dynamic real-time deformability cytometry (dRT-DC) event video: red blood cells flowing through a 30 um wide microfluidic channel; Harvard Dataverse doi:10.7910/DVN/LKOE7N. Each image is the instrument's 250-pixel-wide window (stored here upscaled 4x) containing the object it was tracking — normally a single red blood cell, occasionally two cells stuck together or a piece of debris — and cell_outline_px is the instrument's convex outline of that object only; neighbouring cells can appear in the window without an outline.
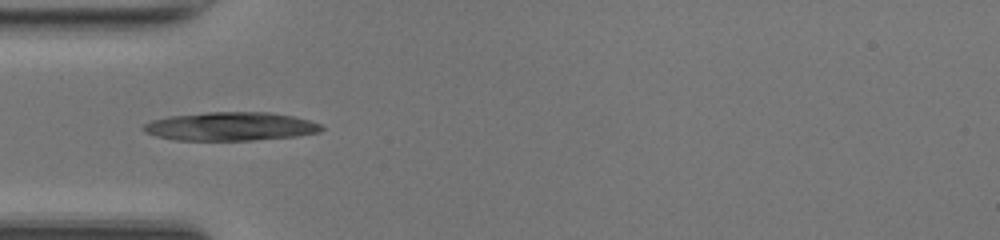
{"species": "common noctule bat (a hibernating species)", "species_latin": "Nyctalus noctula", "temperature_condition": "room temperature", "stored_images_in_passage": 34, "camera_frame_rate_fps": 3000, "um_per_image_px": 0.085, "animal": {"sex": "female", "body_mass_g": 17.0, "forearm_length_mm": 48.0}, "frame": {"image": 1, "passage_image": 1, "time_ms": 0.0, "image_size_px": [1000, 240], "cell_outline_px": [[324, 128], [320, 132], [296, 136], [252, 140], [176, 140], [156, 136], [144, 132], [140, 128], [144, 124], [152, 120], [168, 116], [208, 112], [268, 112], [292, 116], [308, 120], [320, 124]], "centroid_in_image_um": [19.55, 10.74], "position_along_channel_um": 65.4, "area_um2": 29.59}}
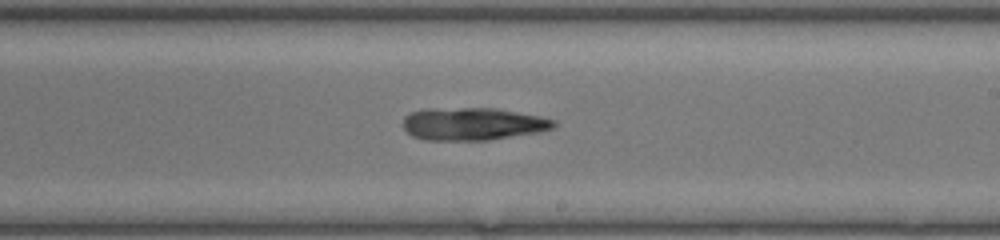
{"frame": {"image": 2, "passage_image": 14, "time_ms": 4.333, "image_size_px": [1000, 240], "cell_outline_px": [[556, 124], [552, 128], [540, 132], [488, 140], [424, 140], [412, 136], [404, 128], [404, 116], [408, 112], [428, 108], [496, 108], [540, 116], [556, 120]], "centroid_in_image_um": [40.17, 10.53], "position_along_channel_um": 248.8, "area_um2": 28.84}}
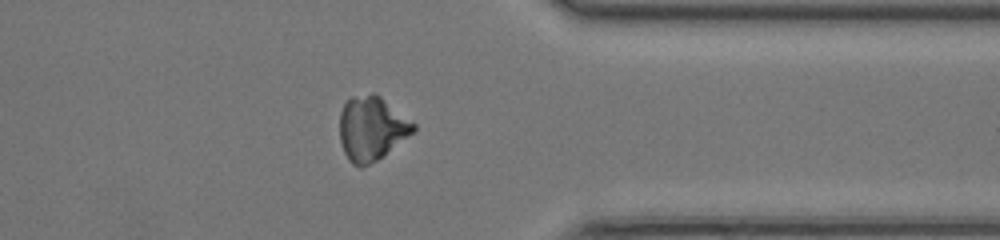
{"frame": {"image": 3, "passage_image": 24, "time_ms": 7.667, "image_size_px": [1000, 240], "cell_outline_px": [[416, 132], [376, 160], [360, 168], [352, 164], [348, 160], [344, 152], [340, 140], [340, 112], [344, 104], [352, 96], [372, 92], [380, 96], [416, 124]], "centroid_in_image_um": [31.59, 10.91], "position_along_channel_um": 379.8, "area_um2": 27.63}}